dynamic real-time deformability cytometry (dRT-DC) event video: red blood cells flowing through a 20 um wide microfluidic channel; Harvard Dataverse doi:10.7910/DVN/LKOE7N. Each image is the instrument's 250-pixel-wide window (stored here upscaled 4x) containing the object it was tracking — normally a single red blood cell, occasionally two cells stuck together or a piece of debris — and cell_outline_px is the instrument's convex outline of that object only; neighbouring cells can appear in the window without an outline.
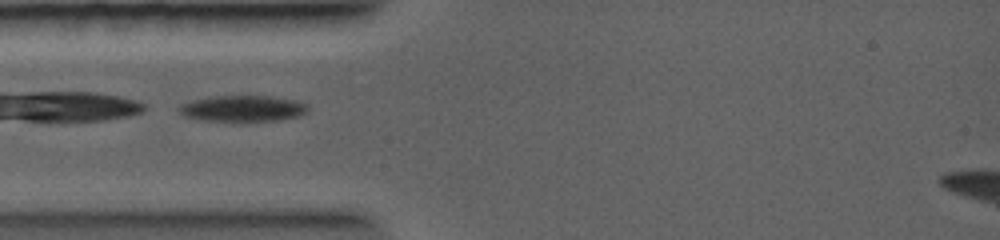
{"species": "common noctule bat (a hibernating species)", "species_latin": "Nyctalus noctula", "temperature_condition": "warm", "stored_images_in_passage": 24, "camera_frame_rate_fps": 5000, "um_per_image_px": 0.085, "animal": {"sex": "female", "body_mass_g": 19.0, "forearm_length_mm": 56.7}, "frame": {"image": 1, "passage_image": 1, "time_ms": 0.0, "image_size_px": [1000, 240], "cell_outline_px": [[308, 112], [300, 116], [280, 120], [236, 124], [204, 120], [184, 116], [176, 108], [180, 104], [192, 100], [212, 96], [268, 96], [292, 100], [304, 104], [308, 108]], "centroid_in_image_um": [20.58, 9.27], "position_along_channel_um": 64.4, "area_um2": 20.35}}